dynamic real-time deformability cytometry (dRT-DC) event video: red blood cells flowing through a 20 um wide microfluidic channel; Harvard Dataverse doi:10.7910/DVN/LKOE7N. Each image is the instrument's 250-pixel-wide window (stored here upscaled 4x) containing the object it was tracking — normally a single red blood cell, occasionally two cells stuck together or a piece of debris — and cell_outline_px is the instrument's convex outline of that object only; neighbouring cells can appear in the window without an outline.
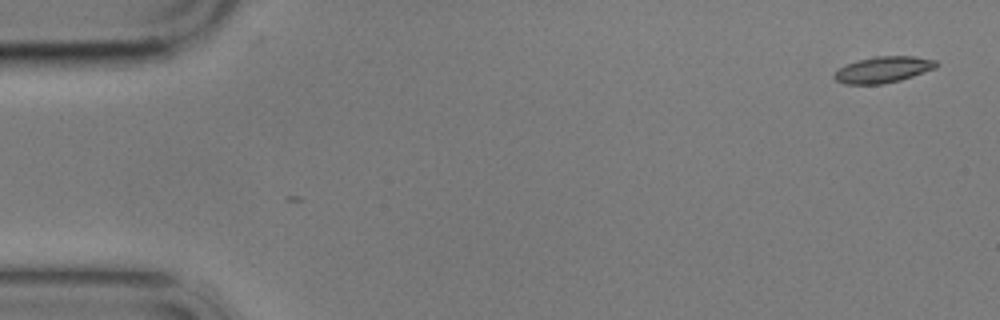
{"species": "common noctule bat (a hibernating species)", "species_latin": "Nyctalus noctula", "temperature_condition": "cold", "stored_images_in_passage": 2, "camera_frame_rate_fps": 3000, "um_per_image_px": 0.085, "animal": {"sex": "male", "body_mass_g": 17.9}, "frame": {"image": 1, "passage_image": 2, "time_ms": 1.333, "image_size_px": [1000, 320], "cell_outline_px": [[940, 64], [936, 68], [900, 80], [884, 84], [844, 84], [836, 80], [832, 76], [840, 68], [848, 64], [872, 56], [912, 56], [936, 60]], "centroid_in_image_um": [75.1, 5.92], "position_along_channel_um": 9.9, "area_um2": 15.49}}